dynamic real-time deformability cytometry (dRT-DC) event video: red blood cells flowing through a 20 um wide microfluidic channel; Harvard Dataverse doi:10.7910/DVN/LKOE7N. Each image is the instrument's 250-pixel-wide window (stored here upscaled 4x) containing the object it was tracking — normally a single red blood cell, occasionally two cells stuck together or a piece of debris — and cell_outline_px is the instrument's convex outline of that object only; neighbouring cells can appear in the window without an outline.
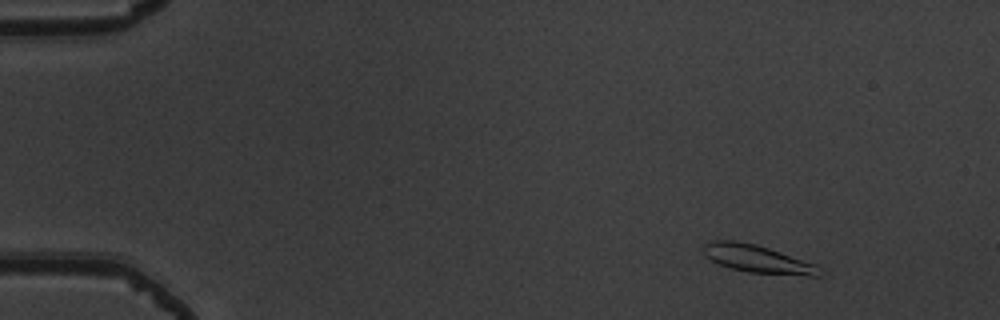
{"species": "common noctule bat (a hibernating species)", "species_latin": "Nyctalus noctula", "temperature_condition": "warm", "stored_images_in_passage": 5, "camera_frame_rate_fps": 3000, "um_per_image_px": 0.085, "animal": {"sex": "male", "body_mass_g": 19.5, "forearm_length_mm": 54.6}, "frame": {"image": 1, "passage_image": 1, "time_ms": 0.0, "image_size_px": [1000, 320], "cell_outline_px": [[824, 272], [820, 276], [808, 276], [748, 272], [728, 268], [704, 256], [704, 244], [712, 240], [736, 240], [756, 244], [816, 264]], "centroid_in_image_um": [64.4, 22.01], "position_along_channel_um": 20.6, "area_um2": 18.9}}
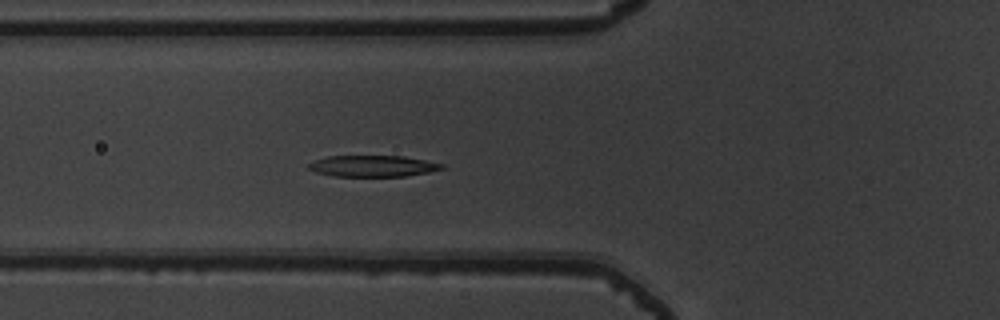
{"frame": {"image": 2, "passage_image": 5, "time_ms": 1.333, "image_size_px": [1000, 320], "cell_outline_px": [[448, 168], [428, 172], [404, 176], [332, 176], [316, 172], [308, 168], [308, 164], [316, 160], [328, 156], [404, 156], [444, 164]], "centroid_in_image_um": [31.72, 14.11], "position_along_channel_um": 94.1, "area_um2": 16.47}}